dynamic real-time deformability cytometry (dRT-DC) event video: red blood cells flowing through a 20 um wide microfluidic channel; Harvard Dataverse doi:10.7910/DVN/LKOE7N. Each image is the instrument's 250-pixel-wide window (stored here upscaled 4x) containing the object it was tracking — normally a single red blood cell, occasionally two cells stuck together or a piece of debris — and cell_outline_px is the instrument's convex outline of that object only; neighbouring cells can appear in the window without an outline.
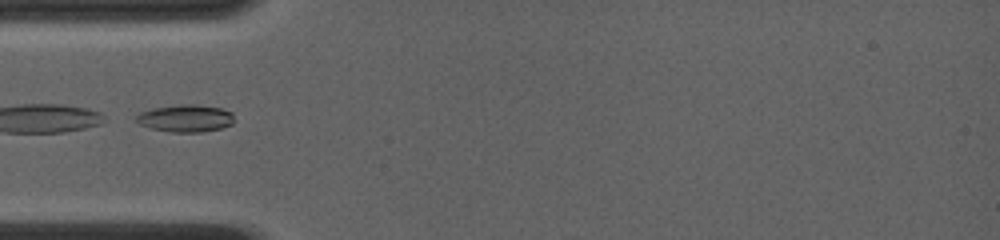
{"species": "common noctule bat (a hibernating species)", "species_latin": "Nyctalus noctula", "temperature_condition": "room temperature", "stored_images_in_passage": 38, "camera_frame_rate_fps": 4000, "um_per_image_px": 0.085, "animal": {"sex": "female", "body_mass_g": 19.0, "forearm_length_mm": 56.7}, "frame": {"image": 1, "passage_image": 1, "time_ms": 0.0, "image_size_px": [1000, 240], "cell_outline_px": [[232, 124], [220, 128], [200, 132], [168, 132], [152, 128], [140, 124], [136, 120], [136, 116], [140, 112], [152, 108], [180, 104], [196, 104], [220, 108], [232, 112]], "centroid_in_image_um": [15.75, 10.05], "position_along_channel_um": 69.3, "area_um2": 15.49}}